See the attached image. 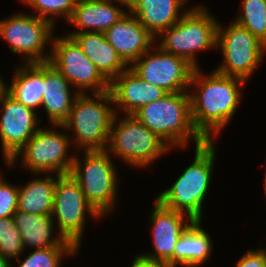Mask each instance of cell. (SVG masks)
Returning <instances> with one entry per match:
<instances>
[{
    "instance_id": "52a82bcc",
    "label": "cell",
    "mask_w": 266,
    "mask_h": 267,
    "mask_svg": "<svg viewBox=\"0 0 266 267\" xmlns=\"http://www.w3.org/2000/svg\"><path fill=\"white\" fill-rule=\"evenodd\" d=\"M114 116L106 151L140 168L153 164L170 147L133 115ZM118 120V121H117Z\"/></svg>"
},
{
    "instance_id": "603a6c76",
    "label": "cell",
    "mask_w": 266,
    "mask_h": 267,
    "mask_svg": "<svg viewBox=\"0 0 266 267\" xmlns=\"http://www.w3.org/2000/svg\"><path fill=\"white\" fill-rule=\"evenodd\" d=\"M8 86L3 89L16 101L36 111L41 107L43 98V62L17 66ZM8 86V87H7Z\"/></svg>"
},
{
    "instance_id": "8fae6325",
    "label": "cell",
    "mask_w": 266,
    "mask_h": 267,
    "mask_svg": "<svg viewBox=\"0 0 266 267\" xmlns=\"http://www.w3.org/2000/svg\"><path fill=\"white\" fill-rule=\"evenodd\" d=\"M49 62L52 63L67 81L76 88L78 94L109 91L110 81L99 71L81 47L70 36L53 37Z\"/></svg>"
},
{
    "instance_id": "7402d4cb",
    "label": "cell",
    "mask_w": 266,
    "mask_h": 267,
    "mask_svg": "<svg viewBox=\"0 0 266 267\" xmlns=\"http://www.w3.org/2000/svg\"><path fill=\"white\" fill-rule=\"evenodd\" d=\"M67 35L77 42L82 52L109 81L129 68L116 49L106 40L104 33L82 32Z\"/></svg>"
},
{
    "instance_id": "cb8c5ba5",
    "label": "cell",
    "mask_w": 266,
    "mask_h": 267,
    "mask_svg": "<svg viewBox=\"0 0 266 267\" xmlns=\"http://www.w3.org/2000/svg\"><path fill=\"white\" fill-rule=\"evenodd\" d=\"M201 222L194 220L178 239L174 248V267H198L210 259L213 241Z\"/></svg>"
},
{
    "instance_id": "8992f818",
    "label": "cell",
    "mask_w": 266,
    "mask_h": 267,
    "mask_svg": "<svg viewBox=\"0 0 266 267\" xmlns=\"http://www.w3.org/2000/svg\"><path fill=\"white\" fill-rule=\"evenodd\" d=\"M84 159L74 156L70 175L80 185L86 201L101 216L115 208L118 174L107 151H84ZM82 160V161H81Z\"/></svg>"
},
{
    "instance_id": "ba28073f",
    "label": "cell",
    "mask_w": 266,
    "mask_h": 267,
    "mask_svg": "<svg viewBox=\"0 0 266 267\" xmlns=\"http://www.w3.org/2000/svg\"><path fill=\"white\" fill-rule=\"evenodd\" d=\"M64 132L55 129L39 128L27 143L16 153L6 166L12 167L21 155L23 167L30 170L33 175L40 173H56L58 175L69 174L74 161V154L68 155L70 151L71 135L63 125ZM68 134V135H67Z\"/></svg>"
},
{
    "instance_id": "44dd1931",
    "label": "cell",
    "mask_w": 266,
    "mask_h": 267,
    "mask_svg": "<svg viewBox=\"0 0 266 267\" xmlns=\"http://www.w3.org/2000/svg\"><path fill=\"white\" fill-rule=\"evenodd\" d=\"M15 226L21 234L24 249L48 247H75L59 233L54 237L55 222L51 215L31 214L17 210L13 215Z\"/></svg>"
},
{
    "instance_id": "5b68a950",
    "label": "cell",
    "mask_w": 266,
    "mask_h": 267,
    "mask_svg": "<svg viewBox=\"0 0 266 267\" xmlns=\"http://www.w3.org/2000/svg\"><path fill=\"white\" fill-rule=\"evenodd\" d=\"M219 23L205 6L194 5L188 8L177 23L158 36L163 38L157 46L166 53L184 58L194 68H199L196 53L217 49Z\"/></svg>"
},
{
    "instance_id": "d4e9b609",
    "label": "cell",
    "mask_w": 266,
    "mask_h": 267,
    "mask_svg": "<svg viewBox=\"0 0 266 267\" xmlns=\"http://www.w3.org/2000/svg\"><path fill=\"white\" fill-rule=\"evenodd\" d=\"M47 177L32 178L26 185L19 188L17 210L39 215H51L54 203V193L57 178L46 174ZM41 177V178H40Z\"/></svg>"
},
{
    "instance_id": "e575fe53",
    "label": "cell",
    "mask_w": 266,
    "mask_h": 267,
    "mask_svg": "<svg viewBox=\"0 0 266 267\" xmlns=\"http://www.w3.org/2000/svg\"><path fill=\"white\" fill-rule=\"evenodd\" d=\"M264 178H265V180H264V181H265V182H264L265 187H264V188H265V194H266V172H265V177H264Z\"/></svg>"
},
{
    "instance_id": "9a60e30c",
    "label": "cell",
    "mask_w": 266,
    "mask_h": 267,
    "mask_svg": "<svg viewBox=\"0 0 266 267\" xmlns=\"http://www.w3.org/2000/svg\"><path fill=\"white\" fill-rule=\"evenodd\" d=\"M0 141L5 163L16 153L39 129L41 119L36 111L16 101L3 88L0 90Z\"/></svg>"
},
{
    "instance_id": "2e32d148",
    "label": "cell",
    "mask_w": 266,
    "mask_h": 267,
    "mask_svg": "<svg viewBox=\"0 0 266 267\" xmlns=\"http://www.w3.org/2000/svg\"><path fill=\"white\" fill-rule=\"evenodd\" d=\"M109 91L118 115L119 112L132 115L142 106L168 94L163 88L141 79L130 68L110 81Z\"/></svg>"
},
{
    "instance_id": "d6986e66",
    "label": "cell",
    "mask_w": 266,
    "mask_h": 267,
    "mask_svg": "<svg viewBox=\"0 0 266 267\" xmlns=\"http://www.w3.org/2000/svg\"><path fill=\"white\" fill-rule=\"evenodd\" d=\"M70 88H72L70 83L52 63L49 61L43 62L41 107L43 106L48 121L52 125H62L69 117L74 99L78 94ZM70 91L74 92L73 96Z\"/></svg>"
},
{
    "instance_id": "ac0fdd59",
    "label": "cell",
    "mask_w": 266,
    "mask_h": 267,
    "mask_svg": "<svg viewBox=\"0 0 266 267\" xmlns=\"http://www.w3.org/2000/svg\"><path fill=\"white\" fill-rule=\"evenodd\" d=\"M119 4L126 6L125 8L128 9V0H78L72 16L67 22L76 25L78 30L71 31L69 34L104 33L128 11H125L124 8L121 9Z\"/></svg>"
},
{
    "instance_id": "484cf974",
    "label": "cell",
    "mask_w": 266,
    "mask_h": 267,
    "mask_svg": "<svg viewBox=\"0 0 266 267\" xmlns=\"http://www.w3.org/2000/svg\"><path fill=\"white\" fill-rule=\"evenodd\" d=\"M242 12L234 22L266 46V0H242Z\"/></svg>"
},
{
    "instance_id": "836d02e7",
    "label": "cell",
    "mask_w": 266,
    "mask_h": 267,
    "mask_svg": "<svg viewBox=\"0 0 266 267\" xmlns=\"http://www.w3.org/2000/svg\"><path fill=\"white\" fill-rule=\"evenodd\" d=\"M3 83H4V81H3V79H1V76H0V90L3 88Z\"/></svg>"
},
{
    "instance_id": "7c38bea8",
    "label": "cell",
    "mask_w": 266,
    "mask_h": 267,
    "mask_svg": "<svg viewBox=\"0 0 266 267\" xmlns=\"http://www.w3.org/2000/svg\"><path fill=\"white\" fill-rule=\"evenodd\" d=\"M54 26L47 20L17 13L0 20V37L11 46L12 53L25 56V64L47 62L45 46L52 42Z\"/></svg>"
},
{
    "instance_id": "4316f807",
    "label": "cell",
    "mask_w": 266,
    "mask_h": 267,
    "mask_svg": "<svg viewBox=\"0 0 266 267\" xmlns=\"http://www.w3.org/2000/svg\"><path fill=\"white\" fill-rule=\"evenodd\" d=\"M77 251L76 247L34 249L24 260L17 258L15 261L20 263L18 267H60L62 259L75 255Z\"/></svg>"
},
{
    "instance_id": "5bb4252c",
    "label": "cell",
    "mask_w": 266,
    "mask_h": 267,
    "mask_svg": "<svg viewBox=\"0 0 266 267\" xmlns=\"http://www.w3.org/2000/svg\"><path fill=\"white\" fill-rule=\"evenodd\" d=\"M151 213L149 222L152 225L154 251L136 257L146 263L174 267V248L194 220L185 213L164 207L157 199Z\"/></svg>"
},
{
    "instance_id": "7a4b0ae2",
    "label": "cell",
    "mask_w": 266,
    "mask_h": 267,
    "mask_svg": "<svg viewBox=\"0 0 266 267\" xmlns=\"http://www.w3.org/2000/svg\"><path fill=\"white\" fill-rule=\"evenodd\" d=\"M132 115L170 148H185L191 140L195 141V147L206 142L194 128L189 91L168 93L162 99L142 106Z\"/></svg>"
},
{
    "instance_id": "277c9868",
    "label": "cell",
    "mask_w": 266,
    "mask_h": 267,
    "mask_svg": "<svg viewBox=\"0 0 266 267\" xmlns=\"http://www.w3.org/2000/svg\"><path fill=\"white\" fill-rule=\"evenodd\" d=\"M115 115L110 91L90 96L86 92L76 95L69 117L62 125L76 134L71 138V145L75 143L78 150L106 151Z\"/></svg>"
},
{
    "instance_id": "30bf717a",
    "label": "cell",
    "mask_w": 266,
    "mask_h": 267,
    "mask_svg": "<svg viewBox=\"0 0 266 267\" xmlns=\"http://www.w3.org/2000/svg\"><path fill=\"white\" fill-rule=\"evenodd\" d=\"M87 214V215H86ZM102 218L86 201L80 185L70 174L57 178L51 216L59 234L78 250L85 229L86 216Z\"/></svg>"
},
{
    "instance_id": "f1b7e54d",
    "label": "cell",
    "mask_w": 266,
    "mask_h": 267,
    "mask_svg": "<svg viewBox=\"0 0 266 267\" xmlns=\"http://www.w3.org/2000/svg\"><path fill=\"white\" fill-rule=\"evenodd\" d=\"M26 251L14 218H0V257L10 260L20 258Z\"/></svg>"
},
{
    "instance_id": "3957f363",
    "label": "cell",
    "mask_w": 266,
    "mask_h": 267,
    "mask_svg": "<svg viewBox=\"0 0 266 267\" xmlns=\"http://www.w3.org/2000/svg\"><path fill=\"white\" fill-rule=\"evenodd\" d=\"M215 145L214 141H206L195 147L192 164L170 188L160 192L156 197L164 207L185 213L193 220L202 221L204 199L211 186L216 159Z\"/></svg>"
},
{
    "instance_id": "9c48e42d",
    "label": "cell",
    "mask_w": 266,
    "mask_h": 267,
    "mask_svg": "<svg viewBox=\"0 0 266 267\" xmlns=\"http://www.w3.org/2000/svg\"><path fill=\"white\" fill-rule=\"evenodd\" d=\"M221 25L218 24L217 48L222 51L224 62L214 70L247 82L264 60L266 46L235 22L227 28Z\"/></svg>"
},
{
    "instance_id": "e0dca14e",
    "label": "cell",
    "mask_w": 266,
    "mask_h": 267,
    "mask_svg": "<svg viewBox=\"0 0 266 267\" xmlns=\"http://www.w3.org/2000/svg\"><path fill=\"white\" fill-rule=\"evenodd\" d=\"M104 35L129 67L146 51L155 47L153 43L156 38L130 11L107 29Z\"/></svg>"
},
{
    "instance_id": "4dcf8cb0",
    "label": "cell",
    "mask_w": 266,
    "mask_h": 267,
    "mask_svg": "<svg viewBox=\"0 0 266 267\" xmlns=\"http://www.w3.org/2000/svg\"><path fill=\"white\" fill-rule=\"evenodd\" d=\"M236 264V267H266V249L249 250Z\"/></svg>"
},
{
    "instance_id": "6da1fadb",
    "label": "cell",
    "mask_w": 266,
    "mask_h": 267,
    "mask_svg": "<svg viewBox=\"0 0 266 267\" xmlns=\"http://www.w3.org/2000/svg\"><path fill=\"white\" fill-rule=\"evenodd\" d=\"M246 81L226 76L212 70L210 74L195 68L190 79L196 93H189L191 118L194 128L206 141H214L215 135L229 123L242 99L241 87Z\"/></svg>"
},
{
    "instance_id": "4fadbf2b",
    "label": "cell",
    "mask_w": 266,
    "mask_h": 267,
    "mask_svg": "<svg viewBox=\"0 0 266 267\" xmlns=\"http://www.w3.org/2000/svg\"><path fill=\"white\" fill-rule=\"evenodd\" d=\"M155 47L146 51L129 68L141 79L168 93L188 91L195 68L184 58L166 53L156 44Z\"/></svg>"
},
{
    "instance_id": "ffe728a7",
    "label": "cell",
    "mask_w": 266,
    "mask_h": 267,
    "mask_svg": "<svg viewBox=\"0 0 266 267\" xmlns=\"http://www.w3.org/2000/svg\"><path fill=\"white\" fill-rule=\"evenodd\" d=\"M185 2L188 0H128V10L157 40L185 14L187 9L181 12Z\"/></svg>"
},
{
    "instance_id": "f546056e",
    "label": "cell",
    "mask_w": 266,
    "mask_h": 267,
    "mask_svg": "<svg viewBox=\"0 0 266 267\" xmlns=\"http://www.w3.org/2000/svg\"><path fill=\"white\" fill-rule=\"evenodd\" d=\"M19 188L0 175V218L13 217L17 211Z\"/></svg>"
},
{
    "instance_id": "1f68e13d",
    "label": "cell",
    "mask_w": 266,
    "mask_h": 267,
    "mask_svg": "<svg viewBox=\"0 0 266 267\" xmlns=\"http://www.w3.org/2000/svg\"><path fill=\"white\" fill-rule=\"evenodd\" d=\"M131 267H163L161 265H156V264H151V263H146L144 261H141L138 259L136 256L132 261Z\"/></svg>"
},
{
    "instance_id": "d6a6232c",
    "label": "cell",
    "mask_w": 266,
    "mask_h": 267,
    "mask_svg": "<svg viewBox=\"0 0 266 267\" xmlns=\"http://www.w3.org/2000/svg\"><path fill=\"white\" fill-rule=\"evenodd\" d=\"M0 267H11L10 261L0 257Z\"/></svg>"
},
{
    "instance_id": "83f0119b",
    "label": "cell",
    "mask_w": 266,
    "mask_h": 267,
    "mask_svg": "<svg viewBox=\"0 0 266 267\" xmlns=\"http://www.w3.org/2000/svg\"><path fill=\"white\" fill-rule=\"evenodd\" d=\"M77 1L78 0H22L25 5H28L36 11L37 17L49 21L53 26H55V20L61 16L65 18V21H69Z\"/></svg>"
}]
</instances>
